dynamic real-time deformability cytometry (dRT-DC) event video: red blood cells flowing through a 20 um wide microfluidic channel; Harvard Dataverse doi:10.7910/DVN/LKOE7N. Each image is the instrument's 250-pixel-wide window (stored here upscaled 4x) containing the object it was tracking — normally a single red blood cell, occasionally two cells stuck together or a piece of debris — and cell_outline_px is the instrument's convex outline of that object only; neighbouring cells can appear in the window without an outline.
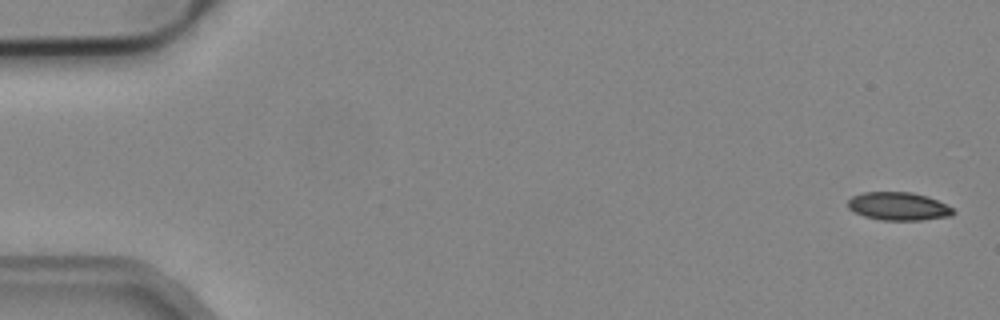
{"species": "common noctule bat (a hibernating species)", "species_latin": "Nyctalus noctula", "temperature_condition": "cold", "stored_images_in_passage": 5, "camera_frame_rate_fps": 3000, "um_per_image_px": 0.085, "animal": {"sex": "male", "body_mass_g": 19.2, "forearm_length_mm": 51.8}, "frame": {"image": 1, "passage_image": 1, "time_ms": 0.0, "image_size_px": [1000, 320], "cell_outline_px": [[956, 212], [952, 216], [924, 220], [880, 220], [864, 216], [852, 212], [848, 208], [848, 200], [852, 196], [864, 192], [912, 192], [936, 200], [952, 208]], "centroid_in_image_um": [76.34, 17.55], "position_along_channel_um": 8.7, "area_um2": 17.28}}
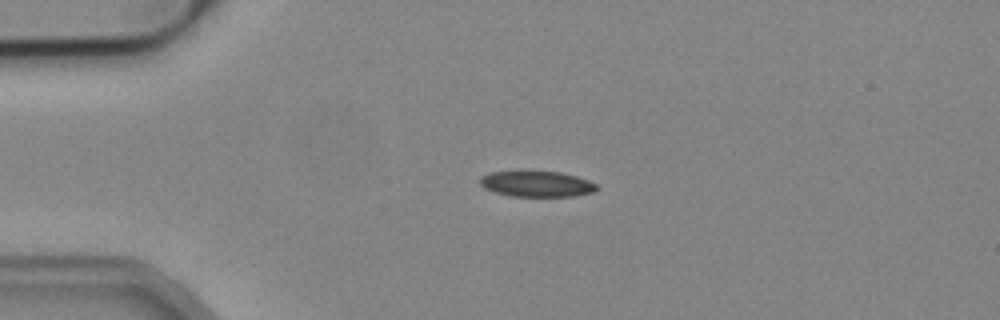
{"frame": {"image": 2, "passage_image": 4, "time_ms": 1.0, "image_size_px": [1000, 320], "cell_outline_px": [[600, 188], [596, 192], [572, 196], [512, 196], [496, 192], [484, 188], [480, 184], [480, 176], [488, 172], [516, 168], [524, 168], [560, 172], [576, 176], [588, 180], [596, 184]], "centroid_in_image_um": [45.57, 15.57], "position_along_channel_um": 39.4, "area_um2": 18.55}}